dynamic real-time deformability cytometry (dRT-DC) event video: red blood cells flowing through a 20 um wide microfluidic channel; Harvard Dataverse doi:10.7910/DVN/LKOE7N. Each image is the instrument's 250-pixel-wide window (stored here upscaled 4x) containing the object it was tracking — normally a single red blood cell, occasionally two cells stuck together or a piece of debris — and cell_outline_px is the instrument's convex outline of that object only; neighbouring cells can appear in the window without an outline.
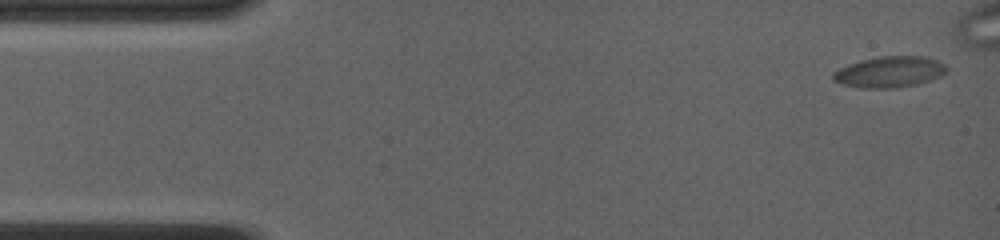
{"species": "common noctule bat (a hibernating species)", "species_latin": "Nyctalus noctula", "temperature_condition": "room temperature", "stored_images_in_passage": 8, "camera_frame_rate_fps": 4000, "um_per_image_px": 0.085, "animal": {"sex": "female", "body_mass_g": 19.0, "forearm_length_mm": 56.7}, "frame": {"image": 1, "passage_image": 1, "time_ms": 0.0, "image_size_px": [1000, 240], "cell_outline_px": [[948, 72], [940, 76], [916, 84], [896, 88], [860, 88], [844, 84], [832, 80], [832, 72], [848, 64], [860, 60], [880, 56], [924, 56], [936, 60], [944, 64], [948, 68]], "centroid_in_image_um": [75.6, 6.11], "position_along_channel_um": 9.4, "area_um2": 20.58}}